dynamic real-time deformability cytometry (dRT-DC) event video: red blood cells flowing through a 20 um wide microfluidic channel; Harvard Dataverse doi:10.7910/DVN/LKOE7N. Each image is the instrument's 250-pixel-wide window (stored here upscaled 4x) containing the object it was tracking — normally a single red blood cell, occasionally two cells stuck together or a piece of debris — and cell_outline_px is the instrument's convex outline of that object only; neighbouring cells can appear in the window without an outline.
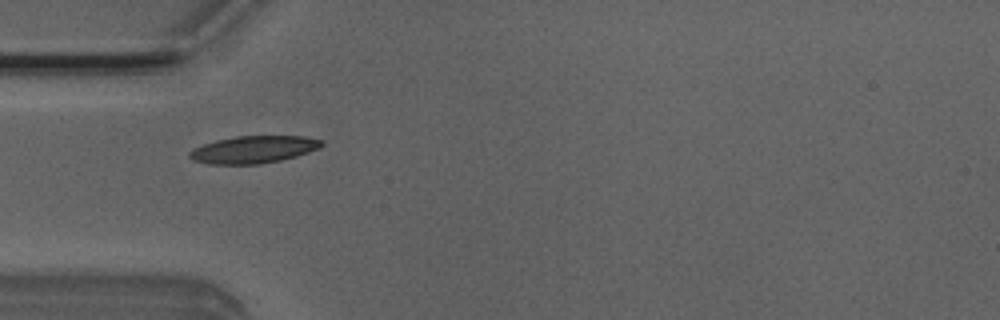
{"species": "Egyptian fruit bat (a non-hibernating species)", "species_latin": "Rousettus aegyptiacus", "temperature_condition": "room temperature", "stored_images_in_passage": 38, "camera_frame_rate_fps": 3000, "um_per_image_px": 0.085, "animal": {"sex": "male"}, "frame": {"image": 1, "passage_image": 2, "time_ms": 0.333, "image_size_px": [1000, 320], "cell_outline_px": [[324, 144], [320, 148], [296, 156], [280, 160], [260, 164], [208, 164], [192, 160], [188, 156], [188, 152], [192, 148], [216, 140], [236, 136], [304, 136], [324, 140]], "centroid_in_image_um": [21.54, 12.7], "position_along_channel_um": 63.5, "area_um2": 21.15}}
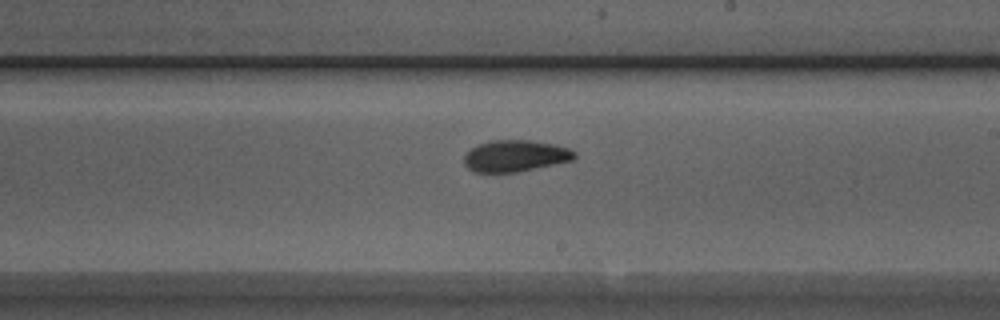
{"frame": {"image": 2, "passage_image": 16, "time_ms": 5.0, "image_size_px": [1000, 320], "cell_outline_px": [[576, 156], [572, 160], [516, 172], [472, 172], [464, 164], [464, 156], [476, 144], [492, 140], [528, 140], [556, 144], [568, 148], [576, 152]], "centroid_in_image_um": [43.78, 13.24], "position_along_channel_um": 245.2, "area_um2": 20.23}}
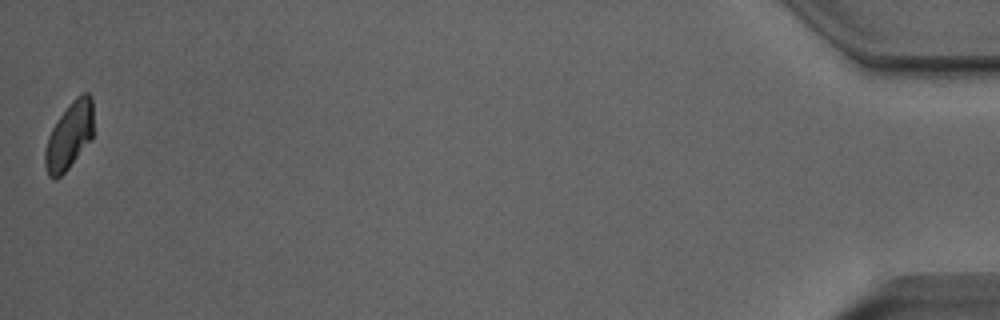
{"frame": {"image": 3, "passage_image": 38, "time_ms": 12.333, "image_size_px": [1000, 320], "cell_outline_px": [[92, 140], [68, 168], [56, 180], [48, 176], [44, 164], [44, 152], [48, 136], [56, 120], [72, 100], [76, 96], [84, 92], [88, 92], [92, 96]], "centroid_in_image_um": [5.88, 11.54], "position_along_channel_um": 429.3, "area_um2": 19.07}, "authors_computed_cell_mechanics": {"area_um2": 20.1433, "velocity_mm_per_s": 3.9073, "shape_relaxation_time_tau1_ms": 6.2737, "shape_relaxation_time_tau2_ms": 3.6195, "deformation_change_tau1": 0.1523, "deformation_change_tau2": 0.0681}}